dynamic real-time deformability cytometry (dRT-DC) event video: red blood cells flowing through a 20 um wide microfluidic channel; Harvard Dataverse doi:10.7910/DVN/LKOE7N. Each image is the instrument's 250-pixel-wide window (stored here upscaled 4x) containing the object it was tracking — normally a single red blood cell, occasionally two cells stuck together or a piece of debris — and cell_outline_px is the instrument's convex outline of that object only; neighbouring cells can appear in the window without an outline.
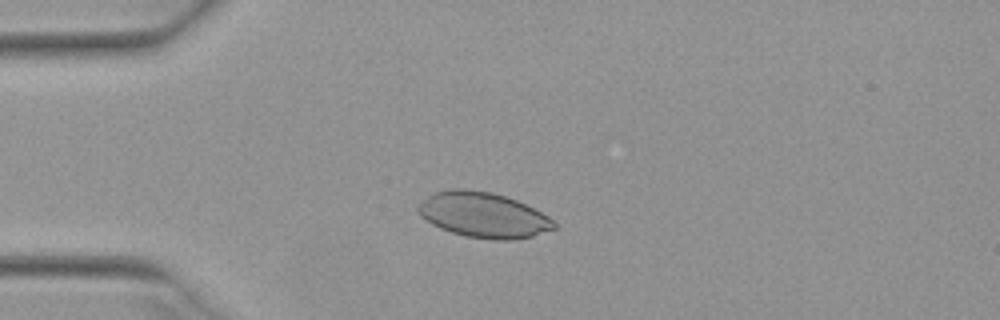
{"species": "Egyptian fruit bat (a non-hibernating species)", "species_latin": "Rousettus aegyptiacus", "temperature_condition": "warm", "stored_images_in_passage": 47, "camera_frame_rate_fps": 3000, "um_per_image_px": 0.085, "animal": {"sex": "female"}, "frame": {"image": 1, "passage_image": 12, "time_ms": 3.667, "image_size_px": [1000, 320], "cell_outline_px": [[556, 228], [532, 236], [512, 240], [492, 240], [464, 236], [440, 228], [432, 224], [420, 216], [416, 208], [428, 196], [436, 192], [452, 188], [464, 188], [492, 192], [516, 200], [548, 216], [556, 224]], "centroid_in_image_um": [41.07, 18.28], "position_along_channel_um": 43.9, "area_um2": 35.72}}
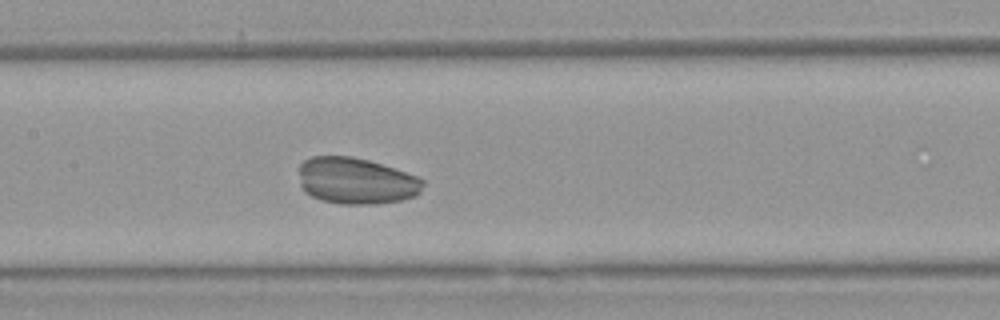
{"frame": {"image": 2, "passage_image": 24, "time_ms": 7.667, "image_size_px": [1000, 320], "cell_outline_px": [[424, 184], [420, 192], [416, 196], [400, 200], [376, 204], [340, 204], [320, 200], [304, 192], [300, 184], [300, 164], [304, 160], [312, 156], [352, 156], [368, 160], [416, 176], [424, 180]], "centroid_in_image_um": [30.25, 15.38], "position_along_channel_um": 177.2, "area_um2": 33.58}}
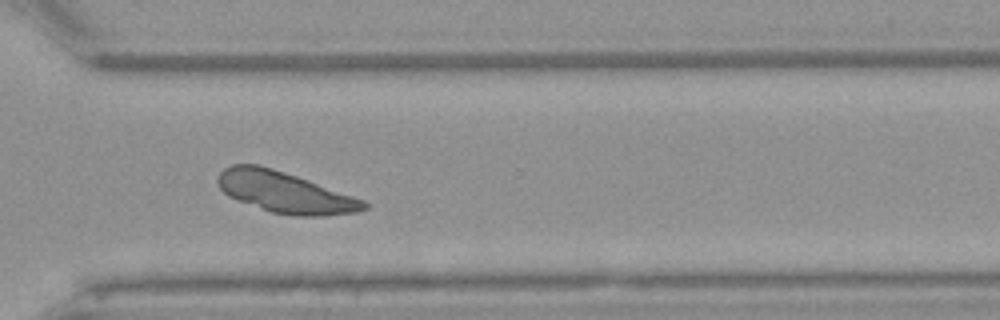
{"frame": {"image": 3, "passage_image": 37, "time_ms": 12.0, "image_size_px": [1000, 320], "cell_outline_px": [[368, 208], [356, 212], [324, 216], [292, 216], [272, 212], [228, 196], [220, 188], [216, 180], [220, 172], [224, 168], [232, 164], [260, 164], [308, 180], [364, 200], [368, 204]], "centroid_in_image_um": [24.2, 16.34], "position_along_channel_um": 346.4, "area_um2": 34.68}}